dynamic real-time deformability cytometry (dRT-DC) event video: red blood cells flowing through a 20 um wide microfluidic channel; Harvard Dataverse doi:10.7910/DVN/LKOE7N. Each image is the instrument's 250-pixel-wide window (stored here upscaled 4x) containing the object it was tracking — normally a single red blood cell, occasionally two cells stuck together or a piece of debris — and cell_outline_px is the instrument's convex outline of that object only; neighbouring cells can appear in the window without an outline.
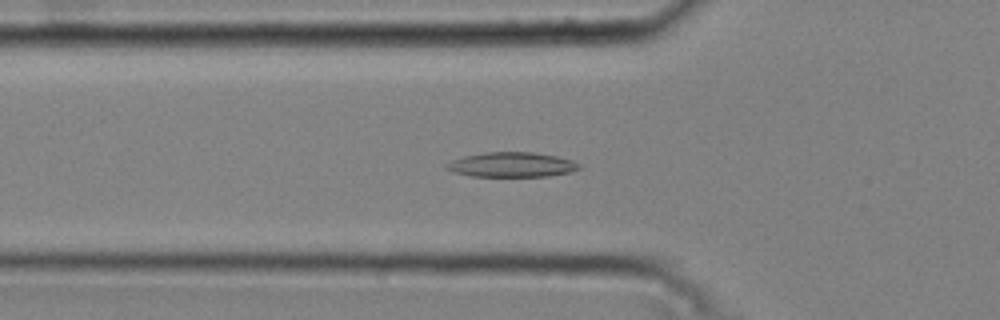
{"species": "common noctule bat (a hibernating species)", "species_latin": "Nyctalus noctula", "temperature_condition": "cold", "stored_images_in_passage": 51, "camera_frame_rate_fps": 3000, "um_per_image_px": 0.085, "animal": {"sex": "male", "body_mass_g": 20.4}, "frame": {"image": 1, "passage_image": 18, "time_ms": 5.667, "image_size_px": [1000, 320], "cell_outline_px": [[580, 168], [572, 172], [548, 176], [472, 176], [456, 172], [444, 168], [444, 164], [452, 160], [464, 156], [484, 152], [532, 152], [556, 156], [572, 160], [580, 164]], "centroid_in_image_um": [43.5, 13.99], "position_along_channel_um": 82.3, "area_um2": 19.13}}
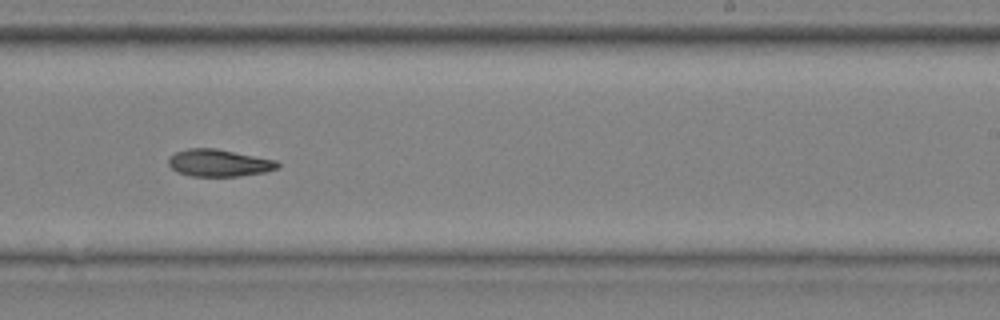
{"frame": {"image": 2, "passage_image": 33, "time_ms": 10.667, "image_size_px": [1000, 320], "cell_outline_px": [[280, 164], [276, 168], [264, 172], [236, 176], [192, 176], [176, 172], [168, 164], [168, 156], [176, 152], [188, 148], [216, 148], [276, 160]], "centroid_in_image_um": [18.56, 13.84], "position_along_channel_um": 270.4, "area_um2": 17.22}}
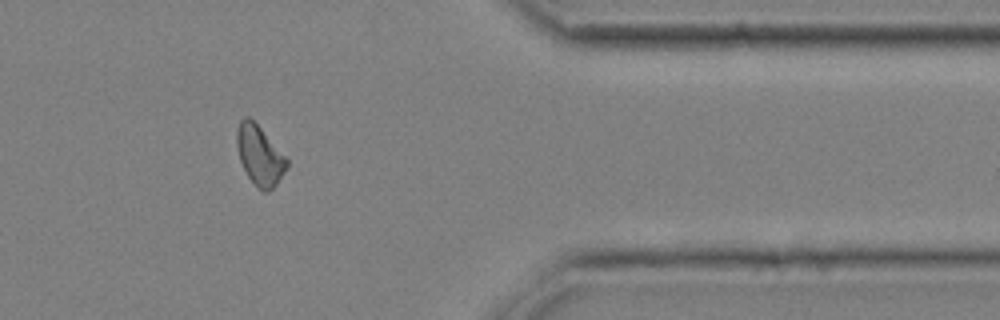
{"frame": {"image": 3, "passage_image": 44, "time_ms": 14.333, "image_size_px": [1000, 320], "cell_outline_px": [[288, 168], [276, 184], [268, 192], [264, 192], [248, 176], [240, 160], [236, 144], [236, 132], [240, 120], [244, 116], [248, 116], [260, 128], [288, 160]], "centroid_in_image_um": [22.06, 13.2], "position_along_channel_um": 389.3, "area_um2": 16.94}, "authors_computed_cell_mechanics": {"area_um2": 17.5712, "velocity_mm_per_s": 3.7601, "shape_relaxation_time_tau1_ms": 9.9095, "shape_relaxation_time_tau2_ms": null, "deformation_change_tau1": 0.1784, "deformation_change_tau2": null}}